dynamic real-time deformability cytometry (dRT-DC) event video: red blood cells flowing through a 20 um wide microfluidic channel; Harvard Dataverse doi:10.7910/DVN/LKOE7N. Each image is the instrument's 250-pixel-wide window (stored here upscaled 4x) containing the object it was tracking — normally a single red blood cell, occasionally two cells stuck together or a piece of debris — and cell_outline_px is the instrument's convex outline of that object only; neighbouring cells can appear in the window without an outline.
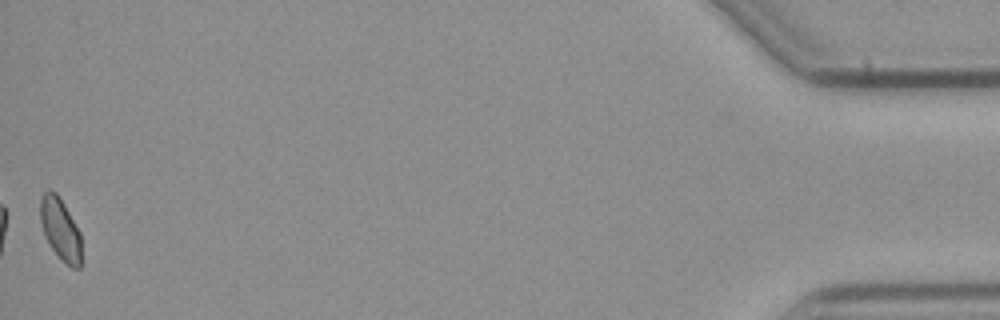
{"species": "common noctule bat (a hibernating species)", "species_latin": "Nyctalus noctula", "temperature_condition": "cold", "stored_images_in_passage": 45, "camera_frame_rate_fps": 3000, "um_per_image_px": 0.085, "animal": {"sex": "male", "body_mass_g": 23.1, "forearm_length_mm": 52.7}, "frame": {"image": 1, "passage_image": 45, "time_ms": 14.667, "image_size_px": [1000, 320], "cell_outline_px": [[80, 268], [72, 268], [48, 244], [44, 236], [40, 220], [40, 200], [44, 192], [48, 188], [56, 192], [64, 204], [80, 232]], "centroid_in_image_um": [5.1, 19.42], "position_along_channel_um": 430.1, "area_um2": 14.62}, "authors_computed_cell_mechanics": {"area_um2": 15.9528, "velocity_mm_per_s": 3.7836, "shape_relaxation_time_tau1_ms": null, "shape_relaxation_time_tau2_ms": 6.7005, "deformation_change_tau1": null, "deformation_change_tau2": 0.0987}}